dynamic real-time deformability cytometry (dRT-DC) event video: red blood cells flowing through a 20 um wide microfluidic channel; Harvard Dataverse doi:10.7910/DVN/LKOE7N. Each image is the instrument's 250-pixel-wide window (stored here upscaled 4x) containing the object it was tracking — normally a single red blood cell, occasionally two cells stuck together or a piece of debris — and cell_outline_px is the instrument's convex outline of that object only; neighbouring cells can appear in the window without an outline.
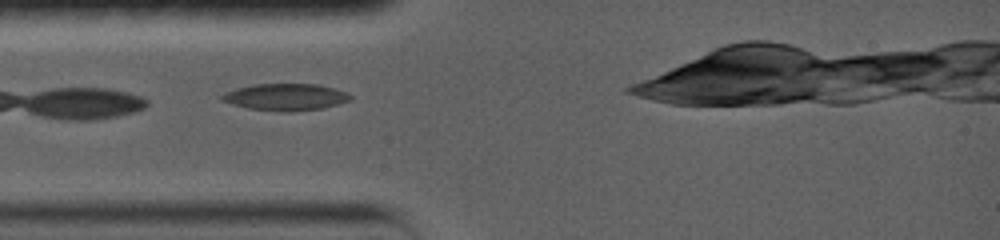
{"species": "common noctule bat (a hibernating species)", "species_latin": "Nyctalus noctula", "temperature_condition": "warm", "stored_images_in_passage": 7, "camera_frame_rate_fps": 5000, "um_per_image_px": 0.085, "animal": {"sex": "female", "body_mass_g": 19.0, "forearm_length_mm": 56.7}, "frame": {"image": 1, "passage_image": 1, "time_ms": 0.0, "image_size_px": [1000, 240], "cell_outline_px": [[348, 100], [336, 104], [320, 108], [248, 108], [224, 100], [220, 96], [228, 92], [240, 88], [256, 84], [316, 84], [332, 88], [344, 92], [348, 96]], "centroid_in_image_um": [24.26, 8.18], "position_along_channel_um": 60.7, "area_um2": 18.09}}
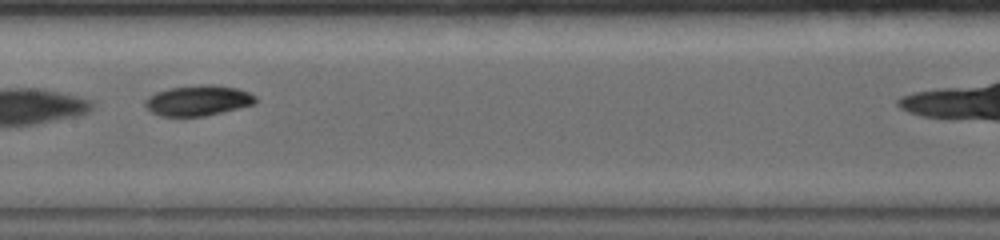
{"frame": {"image": 2, "passage_image": 4, "time_ms": 3.4, "image_size_px": [1000, 240], "cell_outline_px": [[256, 100], [252, 104], [220, 112], [200, 116], [168, 116], [156, 112], [148, 104], [148, 100], [152, 96], [160, 92], [172, 88], [236, 88], [248, 92]], "centroid_in_image_um": [16.9, 8.59], "position_along_channel_um": 190.5, "area_um2": 17.22}}
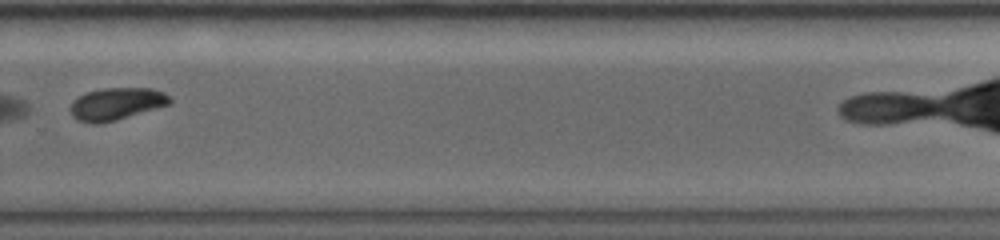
{"frame": {"image": 3, "passage_image": 7, "time_ms": 6.8, "image_size_px": [1000, 240], "cell_outline_px": [[172, 100], [168, 104], [156, 108], [116, 120], [96, 124], [92, 124], [76, 120], [72, 116], [72, 104], [80, 96], [88, 92], [104, 88], [152, 88], [164, 92]], "centroid_in_image_um": [9.91, 8.83], "position_along_channel_um": 319.9, "area_um2": 18.32}}